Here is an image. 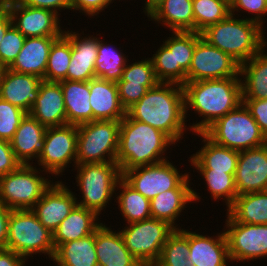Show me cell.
Returning a JSON list of instances; mask_svg holds the SVG:
<instances>
[{
  "label": "cell",
  "instance_id": "6da1fadb",
  "mask_svg": "<svg viewBox=\"0 0 267 266\" xmlns=\"http://www.w3.org/2000/svg\"><path fill=\"white\" fill-rule=\"evenodd\" d=\"M126 113L134 120L163 131L176 144L183 143L184 134L191 132L185 117L184 88L179 84L159 82Z\"/></svg>",
  "mask_w": 267,
  "mask_h": 266
},
{
  "label": "cell",
  "instance_id": "7a4b0ae2",
  "mask_svg": "<svg viewBox=\"0 0 267 266\" xmlns=\"http://www.w3.org/2000/svg\"><path fill=\"white\" fill-rule=\"evenodd\" d=\"M183 88L186 121L188 113L193 111L201 119L196 117V122L189 123L192 134L203 133L216 120L242 103L240 77L186 82Z\"/></svg>",
  "mask_w": 267,
  "mask_h": 266
},
{
  "label": "cell",
  "instance_id": "3957f363",
  "mask_svg": "<svg viewBox=\"0 0 267 266\" xmlns=\"http://www.w3.org/2000/svg\"><path fill=\"white\" fill-rule=\"evenodd\" d=\"M176 146L163 131L134 120L126 113L120 120L116 163L121 173L135 167L157 164L168 160L167 151L171 153Z\"/></svg>",
  "mask_w": 267,
  "mask_h": 266
},
{
  "label": "cell",
  "instance_id": "277c9868",
  "mask_svg": "<svg viewBox=\"0 0 267 266\" xmlns=\"http://www.w3.org/2000/svg\"><path fill=\"white\" fill-rule=\"evenodd\" d=\"M265 31L257 22L229 14L224 20L208 26L201 35L241 65L267 46Z\"/></svg>",
  "mask_w": 267,
  "mask_h": 266
},
{
  "label": "cell",
  "instance_id": "5b68a950",
  "mask_svg": "<svg viewBox=\"0 0 267 266\" xmlns=\"http://www.w3.org/2000/svg\"><path fill=\"white\" fill-rule=\"evenodd\" d=\"M71 170L76 172L74 180L79 187V195L82 194L76 195L82 198L76 197L77 205L92 210L101 217L102 212L115 199L116 185L122 177L118 164L116 161L79 164Z\"/></svg>",
  "mask_w": 267,
  "mask_h": 266
},
{
  "label": "cell",
  "instance_id": "8992f818",
  "mask_svg": "<svg viewBox=\"0 0 267 266\" xmlns=\"http://www.w3.org/2000/svg\"><path fill=\"white\" fill-rule=\"evenodd\" d=\"M214 143L243 151L267 143V138L242 102L203 132Z\"/></svg>",
  "mask_w": 267,
  "mask_h": 266
},
{
  "label": "cell",
  "instance_id": "52a82bcc",
  "mask_svg": "<svg viewBox=\"0 0 267 266\" xmlns=\"http://www.w3.org/2000/svg\"><path fill=\"white\" fill-rule=\"evenodd\" d=\"M7 249L27 260L37 254L50 259L55 253L53 234L39 222L31 209L11 210Z\"/></svg>",
  "mask_w": 267,
  "mask_h": 266
},
{
  "label": "cell",
  "instance_id": "ba28073f",
  "mask_svg": "<svg viewBox=\"0 0 267 266\" xmlns=\"http://www.w3.org/2000/svg\"><path fill=\"white\" fill-rule=\"evenodd\" d=\"M34 166L21 164L0 178V202L5 207L12 210L31 209L51 186L54 178Z\"/></svg>",
  "mask_w": 267,
  "mask_h": 266
},
{
  "label": "cell",
  "instance_id": "9c48e42d",
  "mask_svg": "<svg viewBox=\"0 0 267 266\" xmlns=\"http://www.w3.org/2000/svg\"><path fill=\"white\" fill-rule=\"evenodd\" d=\"M77 129L76 165L116 161L120 121L95 120Z\"/></svg>",
  "mask_w": 267,
  "mask_h": 266
},
{
  "label": "cell",
  "instance_id": "30bf717a",
  "mask_svg": "<svg viewBox=\"0 0 267 266\" xmlns=\"http://www.w3.org/2000/svg\"><path fill=\"white\" fill-rule=\"evenodd\" d=\"M180 169L172 162H163L124 170L122 178L145 198L151 200L157 194L171 189H193L192 173ZM183 173V174H182ZM191 176V177H190Z\"/></svg>",
  "mask_w": 267,
  "mask_h": 266
},
{
  "label": "cell",
  "instance_id": "8fae6325",
  "mask_svg": "<svg viewBox=\"0 0 267 266\" xmlns=\"http://www.w3.org/2000/svg\"><path fill=\"white\" fill-rule=\"evenodd\" d=\"M121 226L125 246L142 266H153L175 228L168 222L150 218ZM127 225V226H126Z\"/></svg>",
  "mask_w": 267,
  "mask_h": 266
},
{
  "label": "cell",
  "instance_id": "7c38bea8",
  "mask_svg": "<svg viewBox=\"0 0 267 266\" xmlns=\"http://www.w3.org/2000/svg\"><path fill=\"white\" fill-rule=\"evenodd\" d=\"M78 129L76 125L47 127L43 151L38 157L35 166L51 174L55 179L63 178V173L69 167L76 166ZM38 164V165H36ZM72 165V166H71Z\"/></svg>",
  "mask_w": 267,
  "mask_h": 266
},
{
  "label": "cell",
  "instance_id": "4fadbf2b",
  "mask_svg": "<svg viewBox=\"0 0 267 266\" xmlns=\"http://www.w3.org/2000/svg\"><path fill=\"white\" fill-rule=\"evenodd\" d=\"M223 230L228 243L231 264L256 261L267 257V224L235 222L227 213Z\"/></svg>",
  "mask_w": 267,
  "mask_h": 266
},
{
  "label": "cell",
  "instance_id": "5bb4252c",
  "mask_svg": "<svg viewBox=\"0 0 267 266\" xmlns=\"http://www.w3.org/2000/svg\"><path fill=\"white\" fill-rule=\"evenodd\" d=\"M240 64L230 55L201 38L194 48L186 82L240 77Z\"/></svg>",
  "mask_w": 267,
  "mask_h": 266
},
{
  "label": "cell",
  "instance_id": "9a60e30c",
  "mask_svg": "<svg viewBox=\"0 0 267 266\" xmlns=\"http://www.w3.org/2000/svg\"><path fill=\"white\" fill-rule=\"evenodd\" d=\"M66 184L61 179L53 182L31 208L39 222L52 234L77 205V193Z\"/></svg>",
  "mask_w": 267,
  "mask_h": 266
},
{
  "label": "cell",
  "instance_id": "2e32d148",
  "mask_svg": "<svg viewBox=\"0 0 267 266\" xmlns=\"http://www.w3.org/2000/svg\"><path fill=\"white\" fill-rule=\"evenodd\" d=\"M10 12L13 25L27 37L61 36L60 17L53 11L26 6L15 2L6 6Z\"/></svg>",
  "mask_w": 267,
  "mask_h": 266
},
{
  "label": "cell",
  "instance_id": "e0dca14e",
  "mask_svg": "<svg viewBox=\"0 0 267 266\" xmlns=\"http://www.w3.org/2000/svg\"><path fill=\"white\" fill-rule=\"evenodd\" d=\"M65 29L63 35L71 43V61L67 70V80L89 81L95 78L98 36L102 34L99 32V34L96 33L95 36L94 34L91 35L88 33L84 36L85 33L83 30L79 33V31H72L70 28Z\"/></svg>",
  "mask_w": 267,
  "mask_h": 266
},
{
  "label": "cell",
  "instance_id": "ac0fdd59",
  "mask_svg": "<svg viewBox=\"0 0 267 266\" xmlns=\"http://www.w3.org/2000/svg\"><path fill=\"white\" fill-rule=\"evenodd\" d=\"M234 179L237 196L267 190V143L239 151Z\"/></svg>",
  "mask_w": 267,
  "mask_h": 266
},
{
  "label": "cell",
  "instance_id": "d6986e66",
  "mask_svg": "<svg viewBox=\"0 0 267 266\" xmlns=\"http://www.w3.org/2000/svg\"><path fill=\"white\" fill-rule=\"evenodd\" d=\"M188 244L190 249L189 259L194 266H229L231 259L229 256L228 243L224 230H220L216 235H205L189 231Z\"/></svg>",
  "mask_w": 267,
  "mask_h": 266
},
{
  "label": "cell",
  "instance_id": "ffe728a7",
  "mask_svg": "<svg viewBox=\"0 0 267 266\" xmlns=\"http://www.w3.org/2000/svg\"><path fill=\"white\" fill-rule=\"evenodd\" d=\"M29 114L45 127L67 124L64 96L59 82L41 81L39 95Z\"/></svg>",
  "mask_w": 267,
  "mask_h": 266
},
{
  "label": "cell",
  "instance_id": "44dd1931",
  "mask_svg": "<svg viewBox=\"0 0 267 266\" xmlns=\"http://www.w3.org/2000/svg\"><path fill=\"white\" fill-rule=\"evenodd\" d=\"M102 223L95 230V250L98 266H142L125 246L119 229Z\"/></svg>",
  "mask_w": 267,
  "mask_h": 266
},
{
  "label": "cell",
  "instance_id": "7402d4cb",
  "mask_svg": "<svg viewBox=\"0 0 267 266\" xmlns=\"http://www.w3.org/2000/svg\"><path fill=\"white\" fill-rule=\"evenodd\" d=\"M195 190L196 188L171 189L157 194L150 200L152 218L166 221L175 229H181L182 225L180 227L177 223H179V219L185 213L184 210H187L185 208H190L192 203H197V201L199 203L201 202L199 200H203L200 193ZM189 204L190 206H188Z\"/></svg>",
  "mask_w": 267,
  "mask_h": 266
},
{
  "label": "cell",
  "instance_id": "603a6c76",
  "mask_svg": "<svg viewBox=\"0 0 267 266\" xmlns=\"http://www.w3.org/2000/svg\"><path fill=\"white\" fill-rule=\"evenodd\" d=\"M40 77L6 68L0 84V98L29 113L39 95Z\"/></svg>",
  "mask_w": 267,
  "mask_h": 266
},
{
  "label": "cell",
  "instance_id": "cb8c5ba5",
  "mask_svg": "<svg viewBox=\"0 0 267 266\" xmlns=\"http://www.w3.org/2000/svg\"><path fill=\"white\" fill-rule=\"evenodd\" d=\"M47 127L27 113L21 120L12 140L11 148L21 164H33L43 151ZM31 161V162H30Z\"/></svg>",
  "mask_w": 267,
  "mask_h": 266
},
{
  "label": "cell",
  "instance_id": "d4e9b609",
  "mask_svg": "<svg viewBox=\"0 0 267 266\" xmlns=\"http://www.w3.org/2000/svg\"><path fill=\"white\" fill-rule=\"evenodd\" d=\"M60 36L27 37L12 65L8 68L17 73L45 77L49 51Z\"/></svg>",
  "mask_w": 267,
  "mask_h": 266
},
{
  "label": "cell",
  "instance_id": "484cf974",
  "mask_svg": "<svg viewBox=\"0 0 267 266\" xmlns=\"http://www.w3.org/2000/svg\"><path fill=\"white\" fill-rule=\"evenodd\" d=\"M89 90L93 121H120L126 116V110L119 100L116 82L95 77L89 80Z\"/></svg>",
  "mask_w": 267,
  "mask_h": 266
},
{
  "label": "cell",
  "instance_id": "4316f807",
  "mask_svg": "<svg viewBox=\"0 0 267 266\" xmlns=\"http://www.w3.org/2000/svg\"><path fill=\"white\" fill-rule=\"evenodd\" d=\"M202 139L203 146L193 153L190 159V167L195 169H213L214 171L235 173L239 151L220 146L210 140L204 133H194Z\"/></svg>",
  "mask_w": 267,
  "mask_h": 266
},
{
  "label": "cell",
  "instance_id": "83f0119b",
  "mask_svg": "<svg viewBox=\"0 0 267 266\" xmlns=\"http://www.w3.org/2000/svg\"><path fill=\"white\" fill-rule=\"evenodd\" d=\"M148 21L169 28V32H194L192 0H163L148 15Z\"/></svg>",
  "mask_w": 267,
  "mask_h": 266
},
{
  "label": "cell",
  "instance_id": "f1b7e54d",
  "mask_svg": "<svg viewBox=\"0 0 267 266\" xmlns=\"http://www.w3.org/2000/svg\"><path fill=\"white\" fill-rule=\"evenodd\" d=\"M94 211L76 205L53 232L55 249L66 242L85 238L103 223Z\"/></svg>",
  "mask_w": 267,
  "mask_h": 266
},
{
  "label": "cell",
  "instance_id": "f546056e",
  "mask_svg": "<svg viewBox=\"0 0 267 266\" xmlns=\"http://www.w3.org/2000/svg\"><path fill=\"white\" fill-rule=\"evenodd\" d=\"M59 83L64 96L67 124L79 126L93 121L89 81L63 80Z\"/></svg>",
  "mask_w": 267,
  "mask_h": 266
},
{
  "label": "cell",
  "instance_id": "4dcf8cb0",
  "mask_svg": "<svg viewBox=\"0 0 267 266\" xmlns=\"http://www.w3.org/2000/svg\"><path fill=\"white\" fill-rule=\"evenodd\" d=\"M267 46L240 65L242 99H267Z\"/></svg>",
  "mask_w": 267,
  "mask_h": 266
},
{
  "label": "cell",
  "instance_id": "1f68e13d",
  "mask_svg": "<svg viewBox=\"0 0 267 266\" xmlns=\"http://www.w3.org/2000/svg\"><path fill=\"white\" fill-rule=\"evenodd\" d=\"M225 211L235 222L265 225L267 224V190L238 195Z\"/></svg>",
  "mask_w": 267,
  "mask_h": 266
},
{
  "label": "cell",
  "instance_id": "d6a6232c",
  "mask_svg": "<svg viewBox=\"0 0 267 266\" xmlns=\"http://www.w3.org/2000/svg\"><path fill=\"white\" fill-rule=\"evenodd\" d=\"M115 192L117 193H115L116 199L114 200L118 203L117 209L125 223L152 218L150 200L131 187L122 177L117 182Z\"/></svg>",
  "mask_w": 267,
  "mask_h": 266
},
{
  "label": "cell",
  "instance_id": "836d02e7",
  "mask_svg": "<svg viewBox=\"0 0 267 266\" xmlns=\"http://www.w3.org/2000/svg\"><path fill=\"white\" fill-rule=\"evenodd\" d=\"M128 58L129 56L123 53L121 47L118 48L117 45L109 44V41L98 37L95 77L113 82L119 81L122 78Z\"/></svg>",
  "mask_w": 267,
  "mask_h": 266
},
{
  "label": "cell",
  "instance_id": "e575fe53",
  "mask_svg": "<svg viewBox=\"0 0 267 266\" xmlns=\"http://www.w3.org/2000/svg\"><path fill=\"white\" fill-rule=\"evenodd\" d=\"M53 258L64 266H98L95 231L85 238L59 245Z\"/></svg>",
  "mask_w": 267,
  "mask_h": 266
},
{
  "label": "cell",
  "instance_id": "d590c367",
  "mask_svg": "<svg viewBox=\"0 0 267 266\" xmlns=\"http://www.w3.org/2000/svg\"><path fill=\"white\" fill-rule=\"evenodd\" d=\"M196 171L202 176L212 200L214 202L223 200L227 210L237 196L235 173L219 172L213 169H196Z\"/></svg>",
  "mask_w": 267,
  "mask_h": 266
},
{
  "label": "cell",
  "instance_id": "8d00e7d4",
  "mask_svg": "<svg viewBox=\"0 0 267 266\" xmlns=\"http://www.w3.org/2000/svg\"><path fill=\"white\" fill-rule=\"evenodd\" d=\"M170 33L171 35L169 34V37L162 42L173 52L174 67H181L187 73L192 62L194 48L202 35L199 32L175 31Z\"/></svg>",
  "mask_w": 267,
  "mask_h": 266
},
{
  "label": "cell",
  "instance_id": "74e56055",
  "mask_svg": "<svg viewBox=\"0 0 267 266\" xmlns=\"http://www.w3.org/2000/svg\"><path fill=\"white\" fill-rule=\"evenodd\" d=\"M71 61V43L62 34L52 44L42 80L60 82L67 80V70Z\"/></svg>",
  "mask_w": 267,
  "mask_h": 266
},
{
  "label": "cell",
  "instance_id": "f35d334b",
  "mask_svg": "<svg viewBox=\"0 0 267 266\" xmlns=\"http://www.w3.org/2000/svg\"><path fill=\"white\" fill-rule=\"evenodd\" d=\"M194 32L201 33L208 26L224 20L230 14L228 0H192Z\"/></svg>",
  "mask_w": 267,
  "mask_h": 266
},
{
  "label": "cell",
  "instance_id": "ab89813d",
  "mask_svg": "<svg viewBox=\"0 0 267 266\" xmlns=\"http://www.w3.org/2000/svg\"><path fill=\"white\" fill-rule=\"evenodd\" d=\"M189 252L188 229H175L163 245L160 257L154 265L193 264L188 258Z\"/></svg>",
  "mask_w": 267,
  "mask_h": 266
},
{
  "label": "cell",
  "instance_id": "60d3db41",
  "mask_svg": "<svg viewBox=\"0 0 267 266\" xmlns=\"http://www.w3.org/2000/svg\"><path fill=\"white\" fill-rule=\"evenodd\" d=\"M153 53L150 58L159 82L183 86L186 83V72L181 67H174L173 52L161 43Z\"/></svg>",
  "mask_w": 267,
  "mask_h": 266
},
{
  "label": "cell",
  "instance_id": "b9f144b4",
  "mask_svg": "<svg viewBox=\"0 0 267 266\" xmlns=\"http://www.w3.org/2000/svg\"><path fill=\"white\" fill-rule=\"evenodd\" d=\"M132 61L133 63L129 62V60L127 61L122 78L117 82H128V85L140 84L146 86L148 89L159 83L150 57H143L141 60L136 61L132 59Z\"/></svg>",
  "mask_w": 267,
  "mask_h": 266
},
{
  "label": "cell",
  "instance_id": "7bdbcfd3",
  "mask_svg": "<svg viewBox=\"0 0 267 266\" xmlns=\"http://www.w3.org/2000/svg\"><path fill=\"white\" fill-rule=\"evenodd\" d=\"M27 113L0 98V140L10 142Z\"/></svg>",
  "mask_w": 267,
  "mask_h": 266
},
{
  "label": "cell",
  "instance_id": "ee69618b",
  "mask_svg": "<svg viewBox=\"0 0 267 266\" xmlns=\"http://www.w3.org/2000/svg\"><path fill=\"white\" fill-rule=\"evenodd\" d=\"M242 13L245 15L247 13V16H242ZM230 14L238 15V17L242 16V18L245 17V19L257 22L267 29V25H265L267 19L264 18L267 15V0H231Z\"/></svg>",
  "mask_w": 267,
  "mask_h": 266
},
{
  "label": "cell",
  "instance_id": "f6af8a7d",
  "mask_svg": "<svg viewBox=\"0 0 267 266\" xmlns=\"http://www.w3.org/2000/svg\"><path fill=\"white\" fill-rule=\"evenodd\" d=\"M25 36L12 24L0 43V64L9 68L23 47Z\"/></svg>",
  "mask_w": 267,
  "mask_h": 266
},
{
  "label": "cell",
  "instance_id": "bcb514c9",
  "mask_svg": "<svg viewBox=\"0 0 267 266\" xmlns=\"http://www.w3.org/2000/svg\"><path fill=\"white\" fill-rule=\"evenodd\" d=\"M113 3V0H70V7L71 11L92 19L94 16L99 17V14L105 12V9L110 8Z\"/></svg>",
  "mask_w": 267,
  "mask_h": 266
},
{
  "label": "cell",
  "instance_id": "7dc6e473",
  "mask_svg": "<svg viewBox=\"0 0 267 266\" xmlns=\"http://www.w3.org/2000/svg\"><path fill=\"white\" fill-rule=\"evenodd\" d=\"M118 87L119 100L122 107L127 111L149 90L144 85H128V82H116Z\"/></svg>",
  "mask_w": 267,
  "mask_h": 266
},
{
  "label": "cell",
  "instance_id": "c3c4849f",
  "mask_svg": "<svg viewBox=\"0 0 267 266\" xmlns=\"http://www.w3.org/2000/svg\"><path fill=\"white\" fill-rule=\"evenodd\" d=\"M242 102L267 138V99H242Z\"/></svg>",
  "mask_w": 267,
  "mask_h": 266
},
{
  "label": "cell",
  "instance_id": "681fc988",
  "mask_svg": "<svg viewBox=\"0 0 267 266\" xmlns=\"http://www.w3.org/2000/svg\"><path fill=\"white\" fill-rule=\"evenodd\" d=\"M20 165L21 162L16 158L10 142L0 140V178L13 172Z\"/></svg>",
  "mask_w": 267,
  "mask_h": 266
},
{
  "label": "cell",
  "instance_id": "f907efd6",
  "mask_svg": "<svg viewBox=\"0 0 267 266\" xmlns=\"http://www.w3.org/2000/svg\"><path fill=\"white\" fill-rule=\"evenodd\" d=\"M21 4L34 8H42L55 12L61 17V12L65 9L70 12V0H20Z\"/></svg>",
  "mask_w": 267,
  "mask_h": 266
},
{
  "label": "cell",
  "instance_id": "816d5d0a",
  "mask_svg": "<svg viewBox=\"0 0 267 266\" xmlns=\"http://www.w3.org/2000/svg\"><path fill=\"white\" fill-rule=\"evenodd\" d=\"M11 210L0 202V250L7 249L8 221Z\"/></svg>",
  "mask_w": 267,
  "mask_h": 266
},
{
  "label": "cell",
  "instance_id": "f5cc1de1",
  "mask_svg": "<svg viewBox=\"0 0 267 266\" xmlns=\"http://www.w3.org/2000/svg\"><path fill=\"white\" fill-rule=\"evenodd\" d=\"M27 260L14 251L3 249L0 250V266H26Z\"/></svg>",
  "mask_w": 267,
  "mask_h": 266
},
{
  "label": "cell",
  "instance_id": "db71d44e",
  "mask_svg": "<svg viewBox=\"0 0 267 266\" xmlns=\"http://www.w3.org/2000/svg\"><path fill=\"white\" fill-rule=\"evenodd\" d=\"M13 24L10 12L7 7H0V43L7 31Z\"/></svg>",
  "mask_w": 267,
  "mask_h": 266
},
{
  "label": "cell",
  "instance_id": "11a10c76",
  "mask_svg": "<svg viewBox=\"0 0 267 266\" xmlns=\"http://www.w3.org/2000/svg\"><path fill=\"white\" fill-rule=\"evenodd\" d=\"M145 1L142 10L145 15H148L157 5H159L163 0H142Z\"/></svg>",
  "mask_w": 267,
  "mask_h": 266
},
{
  "label": "cell",
  "instance_id": "9f6ffc18",
  "mask_svg": "<svg viewBox=\"0 0 267 266\" xmlns=\"http://www.w3.org/2000/svg\"><path fill=\"white\" fill-rule=\"evenodd\" d=\"M20 0H0V7H6L9 4L19 2Z\"/></svg>",
  "mask_w": 267,
  "mask_h": 266
},
{
  "label": "cell",
  "instance_id": "6f0895ef",
  "mask_svg": "<svg viewBox=\"0 0 267 266\" xmlns=\"http://www.w3.org/2000/svg\"><path fill=\"white\" fill-rule=\"evenodd\" d=\"M5 70L6 68L2 64H0V84H1L2 77H3Z\"/></svg>",
  "mask_w": 267,
  "mask_h": 266
},
{
  "label": "cell",
  "instance_id": "680465c9",
  "mask_svg": "<svg viewBox=\"0 0 267 266\" xmlns=\"http://www.w3.org/2000/svg\"><path fill=\"white\" fill-rule=\"evenodd\" d=\"M153 266H194L193 264H180V265H153Z\"/></svg>",
  "mask_w": 267,
  "mask_h": 266
},
{
  "label": "cell",
  "instance_id": "91938a15",
  "mask_svg": "<svg viewBox=\"0 0 267 266\" xmlns=\"http://www.w3.org/2000/svg\"><path fill=\"white\" fill-rule=\"evenodd\" d=\"M52 260V262L55 264L54 266H64L61 263H59L56 259H54L53 257L50 258V261Z\"/></svg>",
  "mask_w": 267,
  "mask_h": 266
}]
</instances>
